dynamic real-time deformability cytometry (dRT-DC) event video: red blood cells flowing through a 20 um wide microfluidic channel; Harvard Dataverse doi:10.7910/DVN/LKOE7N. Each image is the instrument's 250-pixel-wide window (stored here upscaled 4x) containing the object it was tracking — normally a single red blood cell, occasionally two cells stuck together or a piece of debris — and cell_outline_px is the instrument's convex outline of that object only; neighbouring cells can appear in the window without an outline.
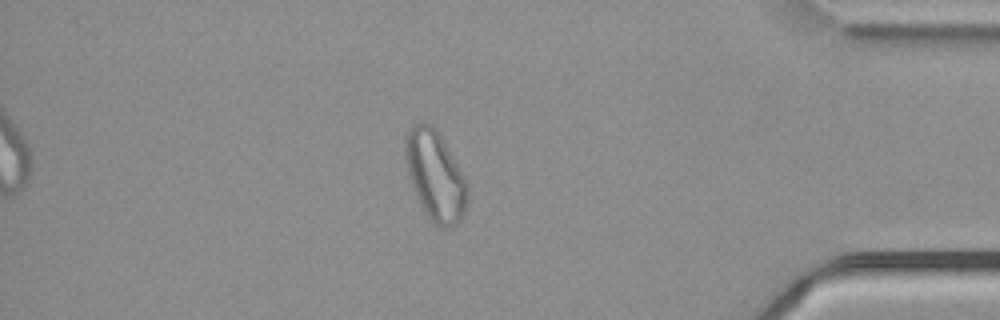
{"species": "common noctule bat (a hibernating species)", "species_latin": "Nyctalus noctula", "temperature_condition": "cold", "stored_images_in_passage": 56, "camera_frame_rate_fps": 3000, "um_per_image_px": 0.085, "animal": {"sex": "male", "body_mass_g": 21.5, "forearm_length_mm": 52.0}, "frame": {"image": 1, "passage_image": 48, "time_ms": 15.667, "image_size_px": [1000, 320], "cell_outline_px": [[468, 196], [464, 212], [460, 220], [452, 228], [440, 228], [432, 224], [416, 196], [404, 160], [404, 136], [412, 124], [432, 124], [440, 136], [464, 176], [468, 184]], "centroid_in_image_um": [36.98, 14.96], "position_along_channel_um": 398.2, "area_um2": 32.43}}